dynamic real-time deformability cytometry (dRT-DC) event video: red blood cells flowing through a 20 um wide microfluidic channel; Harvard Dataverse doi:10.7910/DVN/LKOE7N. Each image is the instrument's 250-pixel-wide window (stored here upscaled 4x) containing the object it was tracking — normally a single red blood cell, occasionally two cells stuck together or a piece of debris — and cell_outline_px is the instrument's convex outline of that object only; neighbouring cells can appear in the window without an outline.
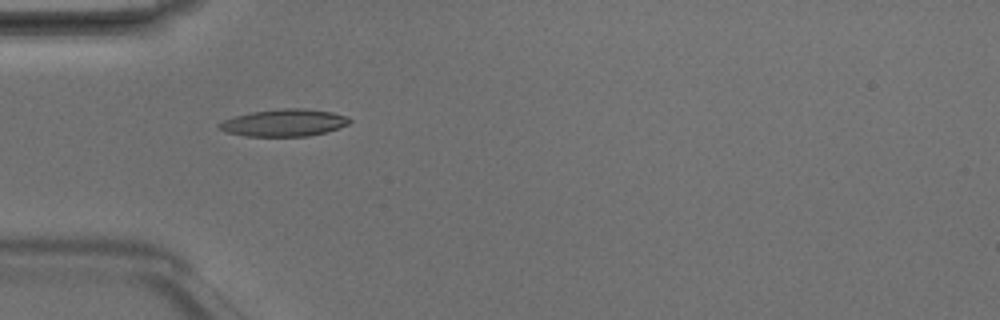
{"species": "Egyptian fruit bat (a non-hibernating species)", "species_latin": "Rousettus aegyptiacus", "temperature_condition": "room temperature", "stored_images_in_passage": 4, "camera_frame_rate_fps": 3000, "um_per_image_px": 0.085, "animal": {"sex": "male"}, "frame": {"image": 1, "passage_image": 4, "time_ms": 1.0, "image_size_px": [1000, 320], "cell_outline_px": [[352, 120], [348, 124], [324, 132], [308, 136], [248, 136], [224, 132], [216, 128], [216, 124], [224, 120], [236, 116], [252, 112], [284, 108], [304, 108], [332, 112], [348, 116]], "centroid_in_image_um": [24.11, 10.43], "position_along_channel_um": 60.9, "area_um2": 20.58}}